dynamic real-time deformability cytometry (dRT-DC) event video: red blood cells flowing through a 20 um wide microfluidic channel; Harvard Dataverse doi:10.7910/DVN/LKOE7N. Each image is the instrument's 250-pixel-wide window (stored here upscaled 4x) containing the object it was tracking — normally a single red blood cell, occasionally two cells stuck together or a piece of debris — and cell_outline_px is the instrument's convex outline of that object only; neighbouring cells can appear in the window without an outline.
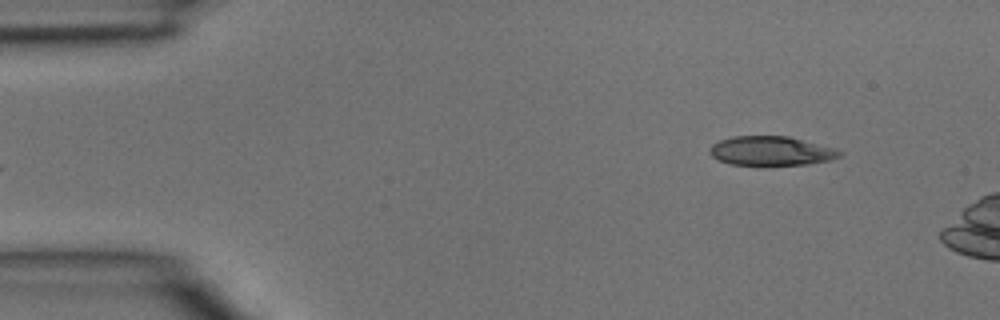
{"species": "common noctule bat (a hibernating species)", "species_latin": "Nyctalus noctula", "temperature_condition": "room temperature", "stored_images_in_passage": 5, "segment_of_instrument_passage": [2, 2], "camera_frame_rate_fps": 3000, "um_per_image_px": 0.085, "animal": {"sex": "male", "body_mass_g": 15.6}, "frame": {"image": 1, "passage_image": 5, "time_ms": 1.333, "image_size_px": [1000, 320], "cell_outline_px": [[844, 152], [840, 156], [832, 160], [808, 164], [728, 164], [712, 156], [708, 152], [712, 144], [720, 140], [732, 136], [788, 136], [836, 148]], "centroid_in_image_um": [65.57, 12.81], "position_along_channel_um": 19.4, "area_um2": 22.02}}